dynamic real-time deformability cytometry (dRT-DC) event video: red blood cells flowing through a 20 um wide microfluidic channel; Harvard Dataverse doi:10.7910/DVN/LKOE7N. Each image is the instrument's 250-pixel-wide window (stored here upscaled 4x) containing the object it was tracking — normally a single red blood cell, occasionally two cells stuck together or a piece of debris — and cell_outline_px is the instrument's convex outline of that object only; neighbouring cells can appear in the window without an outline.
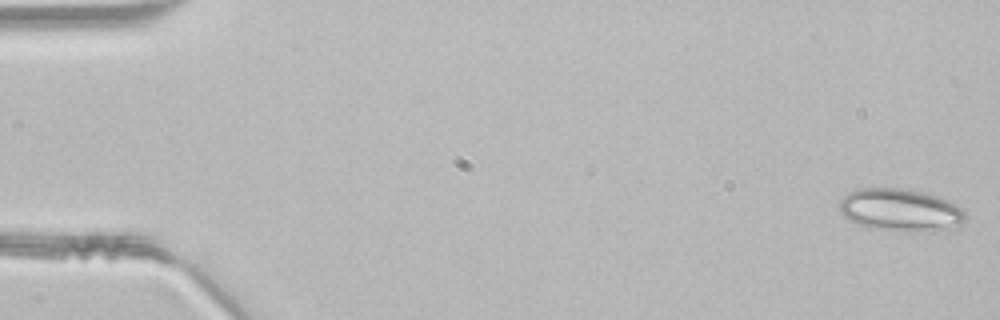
{"species": "common noctule bat (a hibernating species)", "species_latin": "Nyctalus noctula", "temperature_condition": "room temperature", "stored_images_in_passage": 47, "camera_frame_rate_fps": 3000, "um_per_image_px": 0.085, "animal": {"sex": "male", "body_mass_g": 21.5, "forearm_length_mm": 52.0}, "frame": {"image": 1, "passage_image": 1, "time_ms": 0.0, "image_size_px": [1000, 320], "cell_outline_px": [[964, 220], [960, 224], [932, 232], [928, 232], [868, 228], [856, 224], [844, 216], [840, 212], [840, 200], [848, 192], [856, 188], [900, 188], [924, 192], [948, 200], [964, 208]], "centroid_in_image_um": [76.51, 17.84], "position_along_channel_um": 8.5, "area_um2": 31.21}}
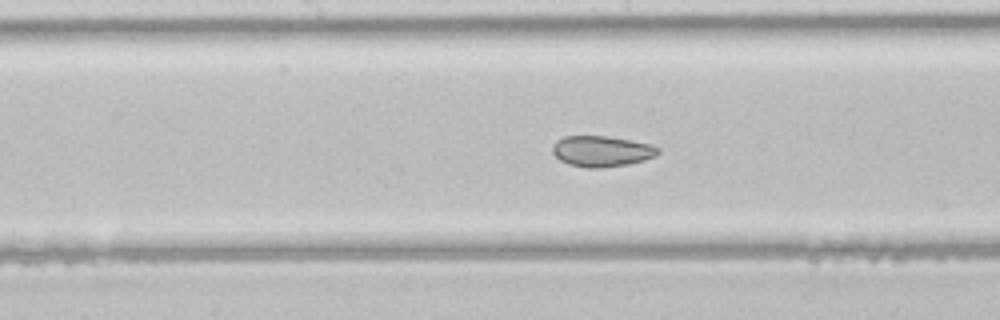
{"frame": {"image": 2, "passage_image": 24, "time_ms": 7.667, "image_size_px": [1000, 320], "cell_outline_px": [[660, 152], [656, 156], [644, 160], [628, 164], [600, 168], [588, 168], [568, 164], [560, 160], [552, 152], [552, 144], [556, 140], [564, 136], [608, 136], [632, 140], [652, 144], [660, 148]], "centroid_in_image_um": [51.15, 12.84], "position_along_channel_um": 197.0, "area_um2": 19.19}}
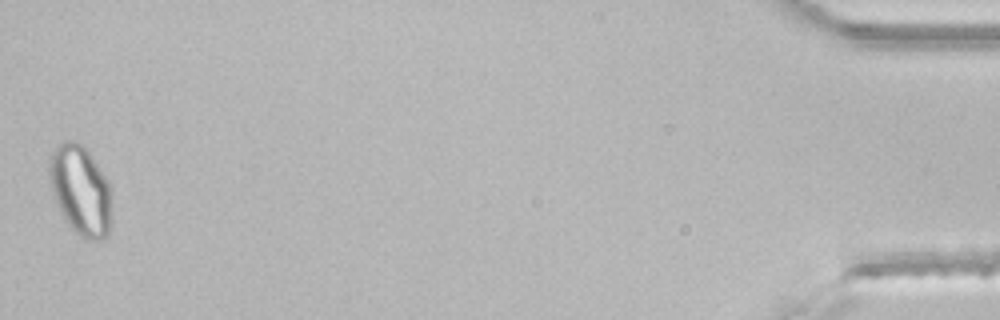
{"frame": {"image": 3, "passage_image": 47, "time_ms": 15.333, "image_size_px": [1000, 320], "cell_outline_px": [[112, 228], [108, 236], [100, 240], [84, 240], [68, 224], [60, 212], [52, 188], [48, 168], [52, 152], [56, 144], [64, 140], [76, 140], [84, 144], [92, 156], [104, 176], [108, 184], [112, 216]], "centroid_in_image_um": [6.86, 16.18], "position_along_channel_um": 428.3, "area_um2": 32.83}}